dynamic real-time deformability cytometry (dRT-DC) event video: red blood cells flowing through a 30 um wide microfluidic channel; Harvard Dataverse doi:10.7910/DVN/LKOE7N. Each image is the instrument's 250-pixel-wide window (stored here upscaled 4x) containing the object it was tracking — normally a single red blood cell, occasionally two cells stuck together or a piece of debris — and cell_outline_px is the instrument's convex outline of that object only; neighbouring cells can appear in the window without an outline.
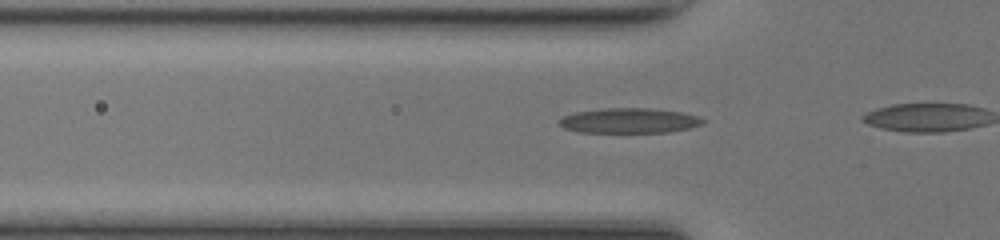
{"species": "common noctule bat (a hibernating species)", "species_latin": "Nyctalus noctula", "temperature_condition": "room temperature", "stored_images_in_passage": 9, "camera_frame_rate_fps": 3000, "um_per_image_px": 0.085, "animal": {"sex": "female", "body_mass_g": 17.0, "forearm_length_mm": 48.0}, "frame": {"image": 1, "passage_image": 4, "time_ms": 1.0, "image_size_px": [1000, 240], "cell_outline_px": [[704, 124], [688, 128], [668, 132], [580, 132], [564, 128], [560, 124], [560, 120], [564, 116], [576, 112], [604, 108], [648, 108], [680, 112], [696, 116], [704, 120]], "centroid_in_image_um": [53.49, 10.25], "position_along_channel_um": 72.3, "area_um2": 20.63}}
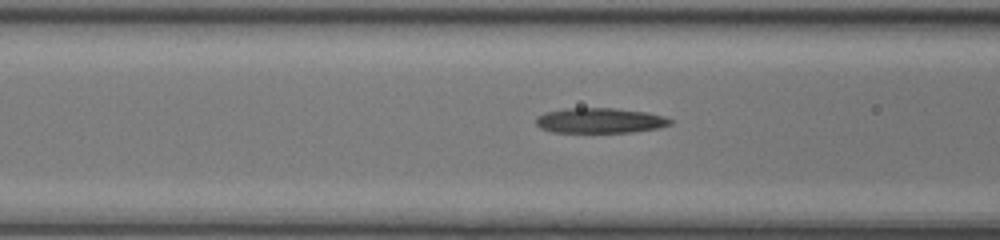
{"frame": {"image": 2, "passage_image": 7, "time_ms": 2.0, "image_size_px": [1000, 240], "cell_outline_px": [[672, 124], [660, 128], [632, 132], [552, 132], [540, 128], [536, 124], [536, 116], [544, 112], [568, 108], [612, 108], [644, 112], [664, 116], [672, 120]], "centroid_in_image_um": [50.98, 10.25], "position_along_channel_um": 115.6, "area_um2": 19.71}}